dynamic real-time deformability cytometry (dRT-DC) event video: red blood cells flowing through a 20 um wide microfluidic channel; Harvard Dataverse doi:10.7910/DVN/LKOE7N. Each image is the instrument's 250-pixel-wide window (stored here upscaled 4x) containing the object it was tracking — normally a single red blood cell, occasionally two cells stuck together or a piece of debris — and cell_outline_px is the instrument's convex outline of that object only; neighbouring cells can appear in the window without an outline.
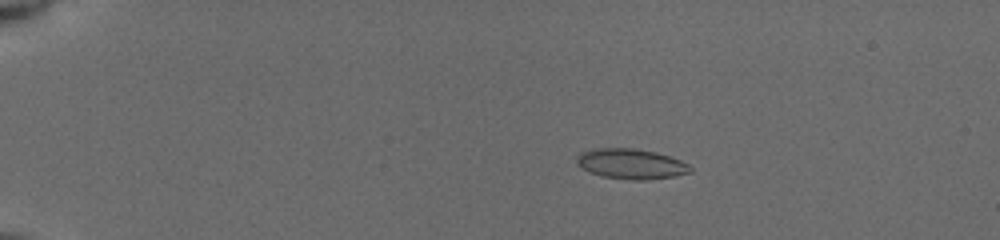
{"species": "common noctule bat (a hibernating species)", "species_latin": "Nyctalus noctula", "temperature_condition": "cold", "stored_images_in_passage": 54, "camera_frame_rate_fps": 3000, "um_per_image_px": 0.085, "animal": {"sex": "female", "body_mass_g": 19.5, "forearm_length_mm": 54.1}, "frame": {"image": 1, "passage_image": 11, "time_ms": 3.333, "image_size_px": [1000, 240], "cell_outline_px": [[692, 172], [676, 176], [644, 180], [632, 180], [600, 176], [576, 164], [576, 156], [580, 152], [600, 148], [632, 148], [656, 152], [680, 160], [688, 164], [692, 168]], "centroid_in_image_um": [53.65, 13.93], "position_along_channel_um": 31.3, "area_um2": 19.94}}
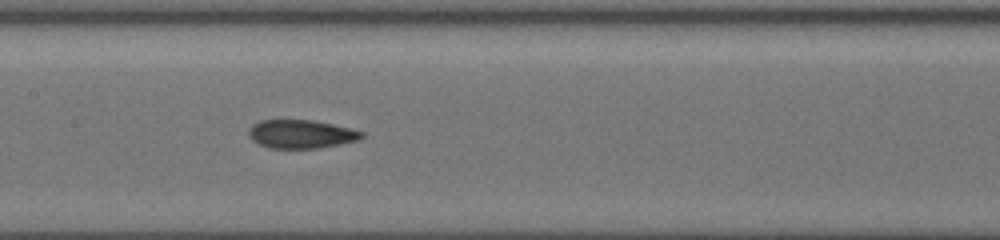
{"frame": {"image": 2, "passage_image": 29, "time_ms": 9.333, "image_size_px": [1000, 240], "cell_outline_px": [[364, 136], [360, 140], [320, 148], [268, 148], [252, 140], [248, 136], [248, 128], [252, 124], [260, 120], [312, 120], [332, 124], [364, 132]], "centroid_in_image_um": [25.57, 11.4], "position_along_channel_um": 181.8, "area_um2": 18.84}}
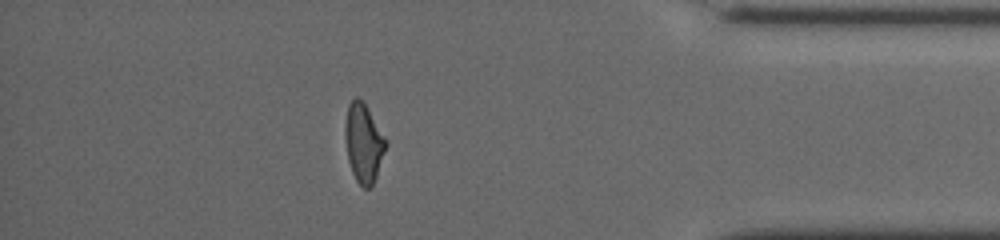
{"frame": {"image": 3, "passage_image": 48, "time_ms": 15.667, "image_size_px": [1000, 240], "cell_outline_px": [[388, 144], [376, 176], [372, 184], [368, 188], [364, 188], [356, 180], [352, 172], [348, 160], [344, 136], [344, 128], [348, 104], [356, 96], [364, 104], [388, 140]], "centroid_in_image_um": [30.9, 12.15], "position_along_channel_um": 404.3, "area_um2": 18.61}, "authors_computed_cell_mechanics": {"area_um2": 19.1896, "velocity_mm_per_s": 3.9524, "shape_relaxation_time_tau1_ms": 8.4814, "shape_relaxation_time_tau2_ms": 2.441, "deformation_change_tau1": 0.1765, "deformation_change_tau2": 0.0814}}